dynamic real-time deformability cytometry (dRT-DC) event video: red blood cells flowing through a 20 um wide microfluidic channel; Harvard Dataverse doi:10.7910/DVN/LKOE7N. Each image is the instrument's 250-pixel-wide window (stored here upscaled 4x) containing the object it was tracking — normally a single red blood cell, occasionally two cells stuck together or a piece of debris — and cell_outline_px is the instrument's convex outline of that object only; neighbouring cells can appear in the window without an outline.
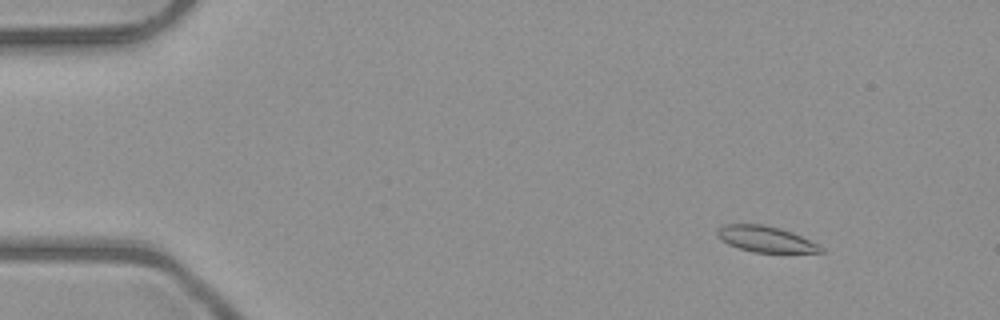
{"species": "common noctule bat (a hibernating species)", "species_latin": "Nyctalus noctula", "temperature_condition": "room temperature", "stored_images_in_passage": 50, "camera_frame_rate_fps": 3000, "um_per_image_px": 0.085, "animal": {"sex": "male", "body_mass_g": 23.1, "forearm_length_mm": 52.7}, "frame": {"image": 1, "passage_image": 4, "time_ms": 1.0, "image_size_px": [1000, 320], "cell_outline_px": [[824, 252], [752, 252], [728, 244], [720, 240], [716, 236], [716, 232], [724, 224], [764, 224], [780, 228], [792, 232], [820, 244], [824, 248]], "centroid_in_image_um": [65.09, 20.32], "position_along_channel_um": 19.9, "area_um2": 15.72}}
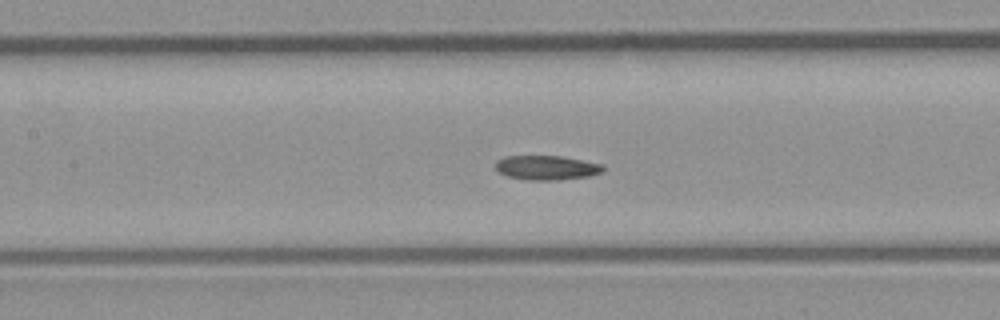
{"frame": {"image": 2, "passage_image": 22, "time_ms": 7.0, "image_size_px": [1000, 320], "cell_outline_px": [[604, 172], [588, 176], [560, 180], [528, 180], [504, 176], [496, 168], [496, 160], [504, 156], [560, 156], [604, 164]], "centroid_in_image_um": [46.47, 14.25], "position_along_channel_um": 160.9, "area_um2": 15.43}}
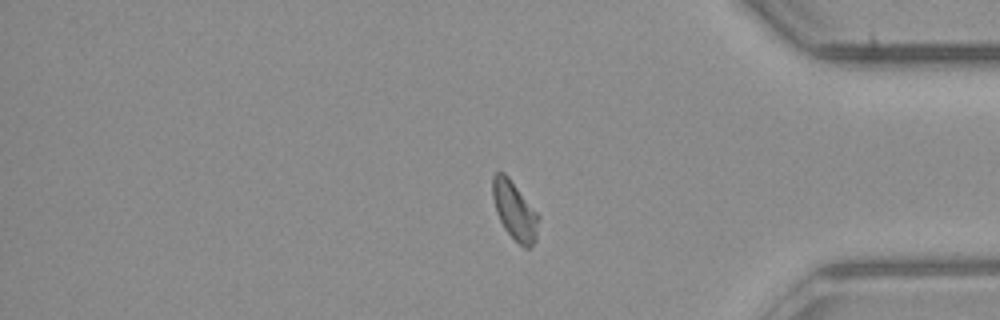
{"frame": {"image": 3, "passage_image": 41, "time_ms": 13.333, "image_size_px": [1000, 320], "cell_outline_px": [[540, 220], [536, 240], [528, 248], [524, 248], [504, 228], [496, 212], [492, 196], [492, 176], [496, 172], [504, 172], [508, 176], [540, 216]], "centroid_in_image_um": [43.75, 17.89], "position_along_channel_um": 391.5, "area_um2": 15.61}, "authors_computed_cell_mechanics": {"area_um2": 15.6927, "velocity_mm_per_s": 4.005, "shape_relaxation_time_tau1_ms": null, "shape_relaxation_time_tau2_ms": 3.2946, "deformation_change_tau1": null, "deformation_change_tau2": 0.0775}}